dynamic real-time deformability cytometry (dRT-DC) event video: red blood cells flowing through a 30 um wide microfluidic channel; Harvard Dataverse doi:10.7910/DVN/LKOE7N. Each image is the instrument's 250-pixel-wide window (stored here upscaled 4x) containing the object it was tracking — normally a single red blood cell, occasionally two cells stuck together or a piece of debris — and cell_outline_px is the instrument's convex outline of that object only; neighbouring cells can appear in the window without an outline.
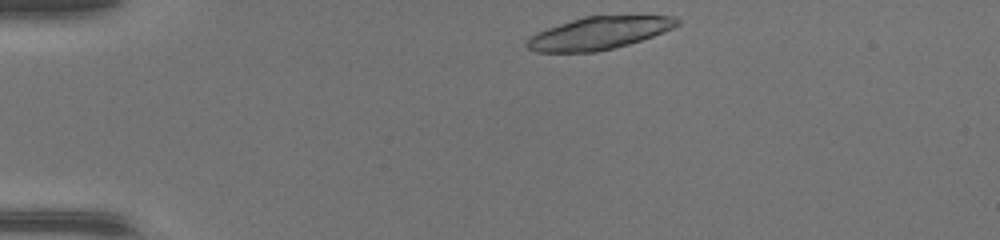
{"species": "common noctule bat (a hibernating species)", "species_latin": "Nyctalus noctula", "temperature_condition": "warm", "stored_images_in_passage": 39, "camera_frame_rate_fps": 3000, "um_per_image_px": 0.085, "animal": {"sex": "female", "body_mass_g": 17.0, "forearm_length_mm": 48.0}, "frame": {"image": 1, "passage_image": 1, "time_ms": 0.0, "image_size_px": [1000, 240], "cell_outline_px": [[680, 24], [664, 32], [628, 44], [596, 52], [536, 52], [528, 48], [524, 44], [536, 32], [584, 16], [672, 16], [680, 20]], "centroid_in_image_um": [50.9, 2.82], "position_along_channel_um": 34.1, "area_um2": 28.15}}